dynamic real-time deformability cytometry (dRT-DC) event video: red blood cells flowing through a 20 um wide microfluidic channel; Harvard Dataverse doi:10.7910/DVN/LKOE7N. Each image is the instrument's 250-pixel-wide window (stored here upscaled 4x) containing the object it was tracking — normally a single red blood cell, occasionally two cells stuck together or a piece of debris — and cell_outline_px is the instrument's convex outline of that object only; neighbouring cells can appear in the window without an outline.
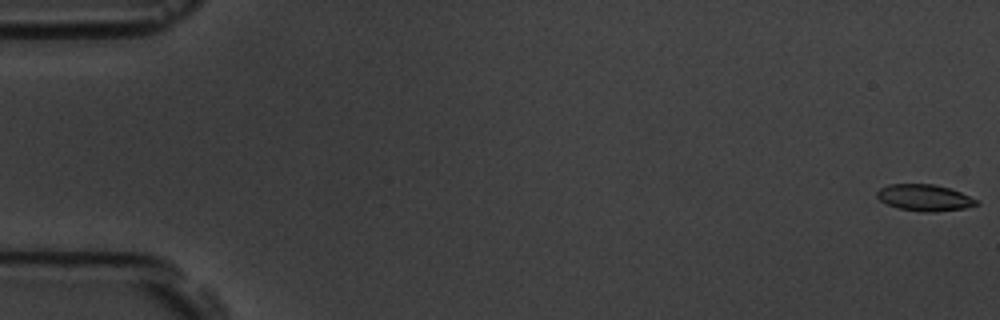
{"species": "common noctule bat (a hibernating species)", "species_latin": "Nyctalus noctula", "temperature_condition": "room temperature", "stored_images_in_passage": 5, "camera_frame_rate_fps": 3000, "um_per_image_px": 0.085, "animal": {"sex": "male", "body_mass_g": 19.5, "forearm_length_mm": 54.6}, "frame": {"image": 1, "passage_image": 1, "time_ms": 0.0, "image_size_px": [1000, 320], "cell_outline_px": [[980, 204], [964, 208], [936, 212], [920, 212], [896, 208], [880, 200], [876, 196], [876, 192], [880, 188], [888, 184], [932, 184], [948, 188], [960, 192], [976, 200]], "centroid_in_image_um": [78.54, 16.81], "position_along_channel_um": 6.5, "area_um2": 15.32}}
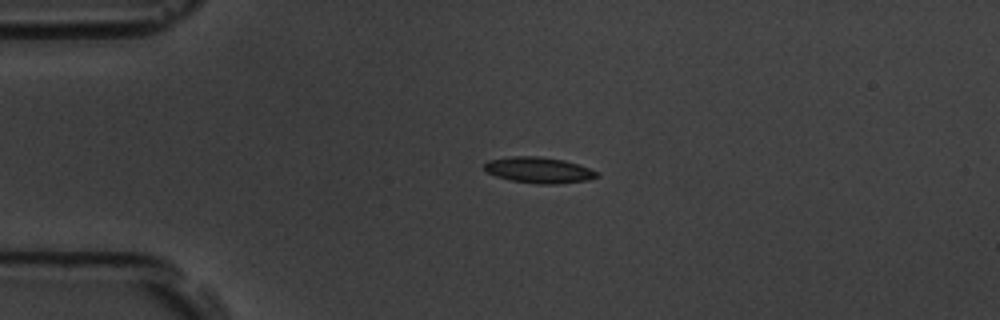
{"frame": {"image": 2, "passage_image": 4, "time_ms": 1.0, "image_size_px": [1000, 320], "cell_outline_px": [[600, 176], [588, 180], [556, 184], [536, 184], [508, 180], [496, 176], [488, 172], [484, 168], [484, 164], [488, 160], [512, 156], [536, 156], [564, 160], [580, 164], [600, 172]], "centroid_in_image_um": [45.84, 14.46], "position_along_channel_um": 39.2, "area_um2": 17.22}}